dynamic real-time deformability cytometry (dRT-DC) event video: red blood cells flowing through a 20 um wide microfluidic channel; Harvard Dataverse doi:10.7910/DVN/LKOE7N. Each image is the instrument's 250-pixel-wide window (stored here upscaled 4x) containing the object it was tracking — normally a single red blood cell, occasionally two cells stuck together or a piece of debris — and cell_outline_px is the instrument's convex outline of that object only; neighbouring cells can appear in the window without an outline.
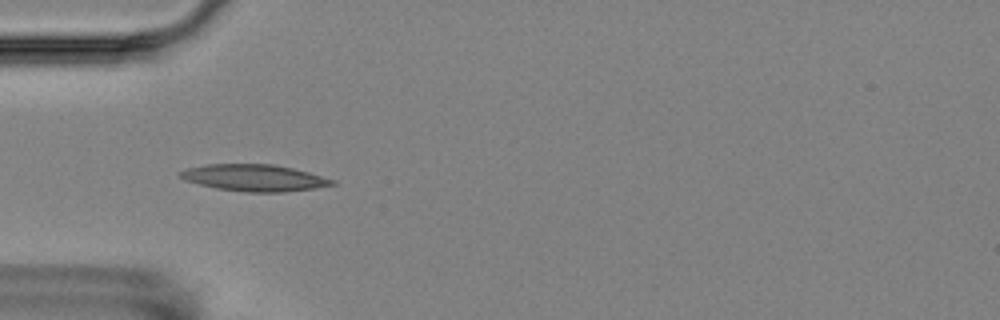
{"species": "Egyptian fruit bat (a non-hibernating species)", "species_latin": "Rousettus aegyptiacus", "temperature_condition": "room temperature", "stored_images_in_passage": 8, "camera_frame_rate_fps": 3000, "um_per_image_px": 0.085, "animal": {"sex": "female"}, "frame": {"image": 1, "passage_image": 7, "time_ms": 7.667, "image_size_px": [1000, 320], "cell_outline_px": [[336, 184], [316, 188], [284, 192], [244, 192], [216, 188], [184, 180], [180, 176], [180, 172], [188, 168], [208, 164], [272, 164], [292, 168], [308, 172], [336, 180]], "centroid_in_image_um": [21.65, 15.12], "position_along_channel_um": 63.4, "area_um2": 23.52}}